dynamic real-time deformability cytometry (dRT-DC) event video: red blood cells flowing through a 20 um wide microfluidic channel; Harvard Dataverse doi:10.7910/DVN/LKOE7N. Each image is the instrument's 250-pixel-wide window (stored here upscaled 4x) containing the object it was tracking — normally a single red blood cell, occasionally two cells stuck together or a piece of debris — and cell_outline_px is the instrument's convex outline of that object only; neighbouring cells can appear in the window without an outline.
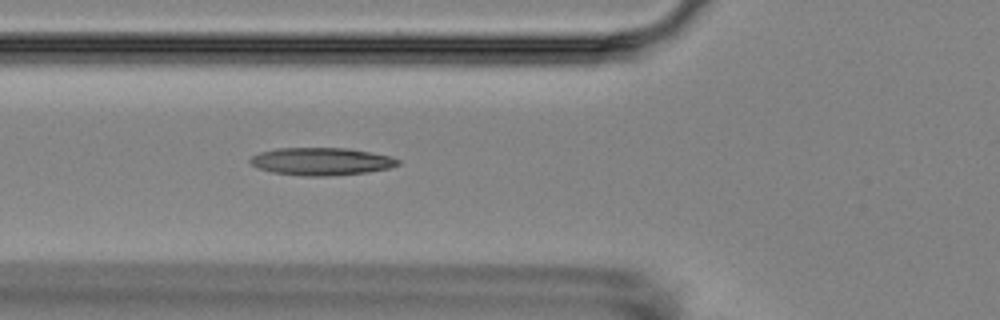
{"species": "Egyptian fruit bat (a non-hibernating species)", "species_latin": "Rousettus aegyptiacus", "temperature_condition": "room temperature", "stored_images_in_passage": 7, "camera_frame_rate_fps": 3000, "um_per_image_px": 0.085, "animal": {"sex": "female"}, "frame": {"image": 1, "passage_image": 7, "time_ms": 6.667, "image_size_px": [1000, 320], "cell_outline_px": [[400, 164], [388, 168], [368, 172], [328, 176], [304, 176], [272, 172], [260, 168], [252, 164], [248, 160], [252, 156], [260, 152], [276, 148], [348, 148], [392, 156], [400, 160]], "centroid_in_image_um": [27.33, 13.72], "position_along_channel_um": 98.5, "area_um2": 23.76}}